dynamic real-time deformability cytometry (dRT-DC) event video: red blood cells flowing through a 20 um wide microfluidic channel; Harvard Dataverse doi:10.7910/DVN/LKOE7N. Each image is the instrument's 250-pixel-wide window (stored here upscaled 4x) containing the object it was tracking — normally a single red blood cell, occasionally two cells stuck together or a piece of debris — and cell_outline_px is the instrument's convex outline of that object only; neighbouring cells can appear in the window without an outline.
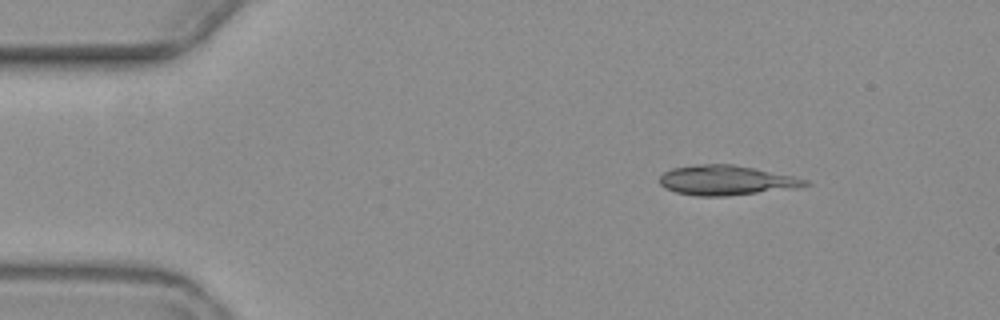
{"species": "common noctule bat (a hibernating species)", "species_latin": "Nyctalus noctula", "temperature_condition": "warm", "stored_images_in_passage": 3, "camera_frame_rate_fps": 3000, "um_per_image_px": 0.085, "animal": {"sex": "female", "body_mass_g": 19.3, "forearm_length_mm": 54.1}, "frame": {"image": 1, "passage_image": 1, "time_ms": 0.0, "image_size_px": [1000, 320], "cell_outline_px": [[812, 184], [796, 188], [724, 196], [696, 196], [676, 192], [664, 188], [660, 184], [660, 176], [664, 172], [672, 168], [700, 164], [732, 164], [792, 176], [808, 180]], "centroid_in_image_um": [61.71, 15.33], "position_along_channel_um": 23.3, "area_um2": 25.03}}